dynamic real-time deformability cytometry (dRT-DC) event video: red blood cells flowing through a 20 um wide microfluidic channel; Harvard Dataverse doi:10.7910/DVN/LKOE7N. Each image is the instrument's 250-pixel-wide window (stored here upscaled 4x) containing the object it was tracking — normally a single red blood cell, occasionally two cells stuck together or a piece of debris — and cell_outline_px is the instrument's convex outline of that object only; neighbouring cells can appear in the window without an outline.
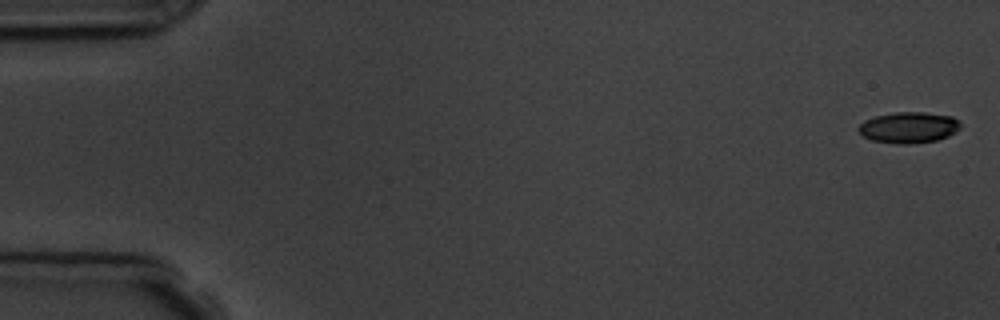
{"species": "common noctule bat (a hibernating species)", "species_latin": "Nyctalus noctula", "temperature_condition": "room temperature", "stored_images_in_passage": 5, "camera_frame_rate_fps": 3000, "um_per_image_px": 0.085, "animal": {"sex": "male", "body_mass_g": 19.5, "forearm_length_mm": 54.6}, "frame": {"image": 1, "passage_image": 1, "time_ms": 0.0, "image_size_px": [1000, 320], "cell_outline_px": [[960, 128], [956, 132], [948, 136], [936, 140], [912, 144], [896, 144], [872, 140], [864, 136], [860, 132], [860, 124], [864, 120], [876, 116], [896, 112], [924, 112], [952, 116], [960, 120]], "centroid_in_image_um": [77.28, 10.83], "position_along_channel_um": 7.7, "area_um2": 18.44}}
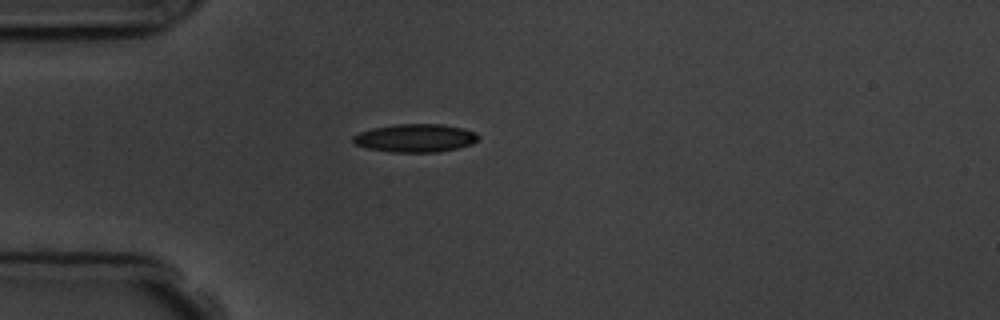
{"frame": {"image": 2, "passage_image": 5, "time_ms": 4.667, "image_size_px": [1000, 320], "cell_outline_px": [[480, 136], [472, 144], [456, 148], [436, 152], [392, 152], [368, 148], [356, 144], [352, 140], [352, 136], [360, 132], [372, 128], [396, 124], [440, 124], [464, 128], [476, 132]], "centroid_in_image_um": [35.31, 11.72], "position_along_channel_um": 49.7, "area_um2": 20.46}}